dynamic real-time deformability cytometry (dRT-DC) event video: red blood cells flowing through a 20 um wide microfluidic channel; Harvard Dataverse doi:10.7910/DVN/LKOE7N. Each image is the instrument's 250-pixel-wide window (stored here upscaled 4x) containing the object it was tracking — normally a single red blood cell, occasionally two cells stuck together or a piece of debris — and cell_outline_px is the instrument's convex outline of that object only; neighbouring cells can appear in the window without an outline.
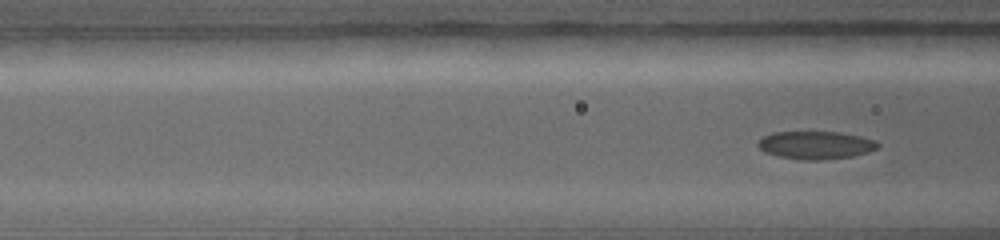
{"species": "common noctule bat (a hibernating species)", "species_latin": "Nyctalus noctula", "temperature_condition": "warm", "stored_images_in_passage": 4, "camera_frame_rate_fps": 5000, "um_per_image_px": 0.085, "animal": {"sex": "female", "body_mass_g": 19.0, "forearm_length_mm": 56.7}, "frame": {"image": 1, "passage_image": 4, "time_ms": 2.6, "image_size_px": [1000, 240], "cell_outline_px": [[880, 144], [876, 148], [868, 152], [852, 156], [820, 160], [800, 160], [776, 156], [764, 152], [756, 144], [756, 140], [772, 132], [840, 132], [860, 136], [876, 140]], "centroid_in_image_um": [69.29, 12.33], "position_along_channel_um": 97.3, "area_um2": 19.65}}